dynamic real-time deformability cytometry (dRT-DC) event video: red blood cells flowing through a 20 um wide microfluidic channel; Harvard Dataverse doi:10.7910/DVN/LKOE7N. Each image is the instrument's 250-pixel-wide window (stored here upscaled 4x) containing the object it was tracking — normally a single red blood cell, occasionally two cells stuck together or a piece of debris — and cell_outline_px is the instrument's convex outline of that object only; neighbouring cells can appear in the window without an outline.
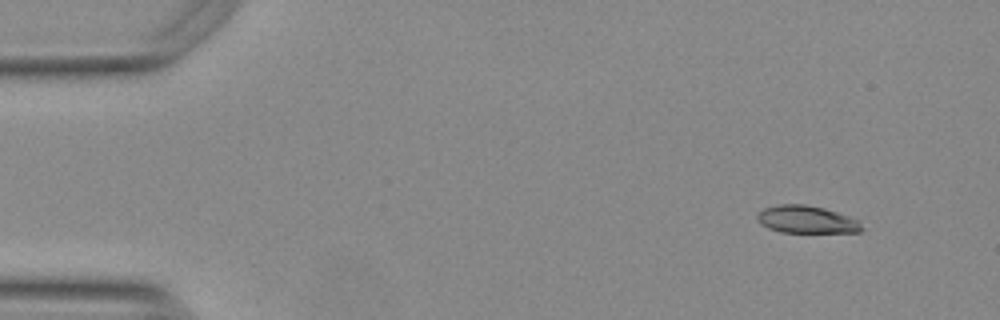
{"species": "Egyptian fruit bat (a non-hibernating species)", "species_latin": "Rousettus aegyptiacus", "temperature_condition": "warm", "stored_images_in_passage": 50, "camera_frame_rate_fps": 3000, "um_per_image_px": 0.085, "animal": {"sex": "female"}, "frame": {"image": 1, "passage_image": 1, "time_ms": 0.0, "image_size_px": [1000, 320], "cell_outline_px": [[864, 228], [860, 232], [780, 232], [768, 228], [760, 224], [756, 216], [764, 208], [780, 204], [804, 204], [824, 208], [860, 220]], "centroid_in_image_um": [68.57, 18.66], "position_along_channel_um": 16.4, "area_um2": 16.76}}
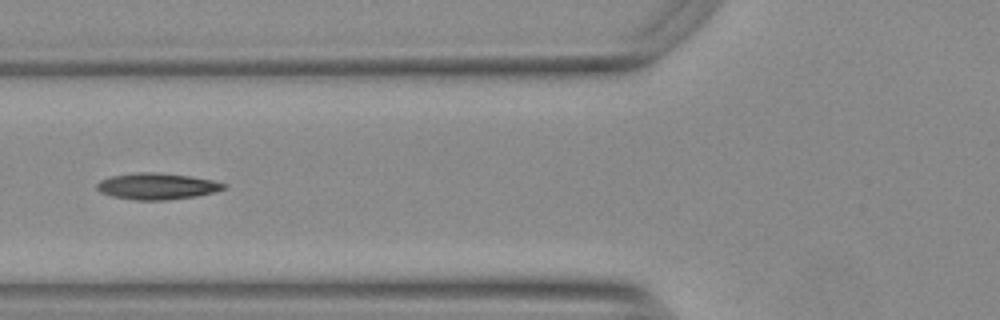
{"frame": {"image": 2, "passage_image": 17, "time_ms": 5.333, "image_size_px": [1000, 320], "cell_outline_px": [[224, 188], [212, 192], [196, 196], [164, 200], [132, 200], [112, 196], [100, 192], [96, 188], [96, 184], [100, 180], [112, 176], [136, 172], [160, 172], [188, 176], [212, 180], [224, 184]], "centroid_in_image_um": [13.27, 15.83], "position_along_channel_um": 112.5, "area_um2": 19.31}}
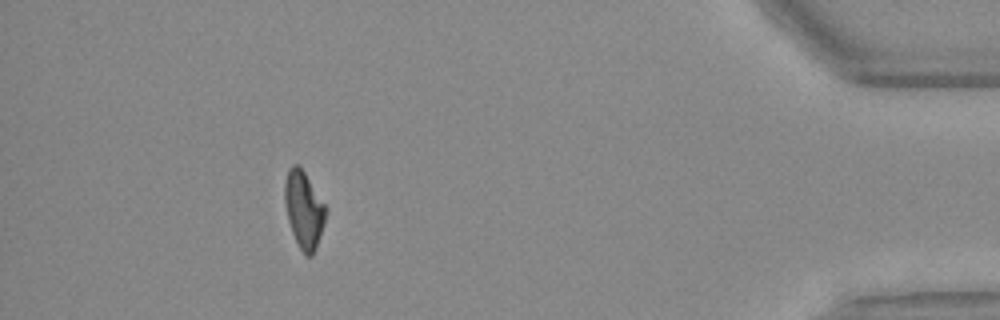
{"frame": {"image": 3, "passage_image": 45, "time_ms": 14.667, "image_size_px": [1000, 320], "cell_outline_px": [[328, 212], [316, 248], [312, 256], [308, 256], [300, 248], [292, 232], [288, 220], [284, 200], [284, 184], [288, 168], [292, 164], [296, 164], [304, 172], [328, 208]], "centroid_in_image_um": [25.84, 17.8], "position_along_channel_um": 409.4, "area_um2": 18.38}, "authors_computed_cell_mechanics": {"area_um2": 18.3804, "velocity_mm_per_s": 3.793, "shape_relaxation_time_tau1_ms": null, "shape_relaxation_time_tau2_ms": 6.9501, "deformation_change_tau1": null, "deformation_change_tau2": 0.1569}}